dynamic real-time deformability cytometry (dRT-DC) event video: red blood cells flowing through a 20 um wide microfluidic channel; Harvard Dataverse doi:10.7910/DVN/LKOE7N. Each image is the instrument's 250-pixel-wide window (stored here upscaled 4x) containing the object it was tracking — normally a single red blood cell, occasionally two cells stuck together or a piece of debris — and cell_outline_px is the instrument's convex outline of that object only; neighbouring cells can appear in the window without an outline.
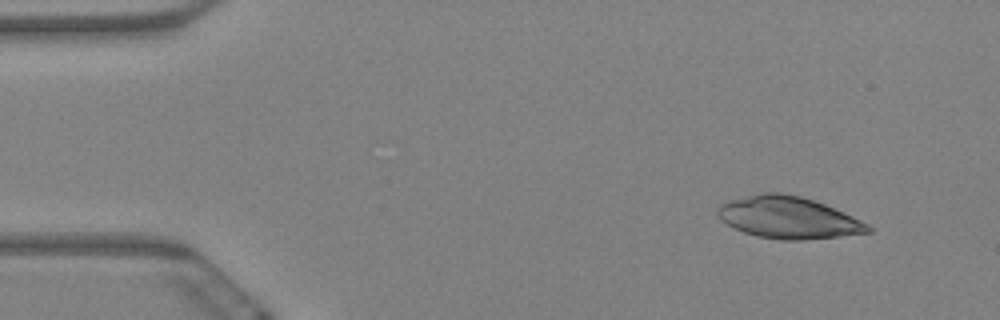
{"species": "Egyptian fruit bat (a non-hibernating species)", "species_latin": "Rousettus aegyptiacus", "temperature_condition": "warm", "stored_images_in_passage": 10, "camera_frame_rate_fps": 3000, "um_per_image_px": 0.085, "animal": {"sex": "female"}, "frame": {"image": 1, "passage_image": 1, "time_ms": 0.0, "image_size_px": [1000, 320], "cell_outline_px": [[872, 232], [840, 236], [804, 240], [780, 240], [756, 236], [744, 232], [720, 220], [716, 216], [716, 208], [724, 200], [760, 192], [780, 192], [800, 196], [824, 204], [852, 216], [868, 224], [872, 228]], "centroid_in_image_um": [66.94, 18.48], "position_along_channel_um": 18.1, "area_um2": 36.99}}